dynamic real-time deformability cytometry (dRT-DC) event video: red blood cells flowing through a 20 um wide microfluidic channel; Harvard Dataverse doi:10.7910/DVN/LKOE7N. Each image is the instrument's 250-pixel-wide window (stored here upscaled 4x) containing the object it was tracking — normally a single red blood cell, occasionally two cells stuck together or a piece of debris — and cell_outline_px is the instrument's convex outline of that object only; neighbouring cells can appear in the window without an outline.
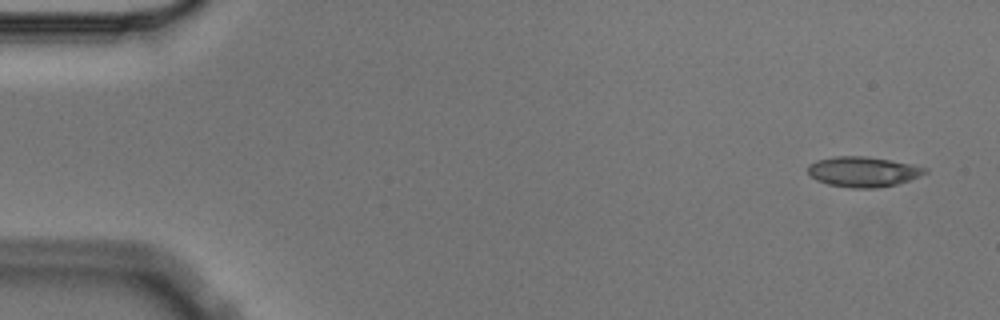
{"species": "Egyptian fruit bat (a non-hibernating species)", "species_latin": "Rousettus aegyptiacus", "temperature_condition": "cold", "stored_images_in_passage": 5, "camera_frame_rate_fps": 3000, "um_per_image_px": 0.085, "animal": {"sex": "male"}, "frame": {"image": 1, "passage_image": 1, "time_ms": 0.0, "image_size_px": [1000, 320], "cell_outline_px": [[928, 172], [908, 180], [896, 184], [876, 188], [852, 188], [828, 184], [816, 180], [808, 172], [808, 164], [816, 160], [832, 156], [864, 156], [888, 160], [928, 168]], "centroid_in_image_um": [73.31, 14.59], "position_along_channel_um": 11.7, "area_um2": 20.4}}
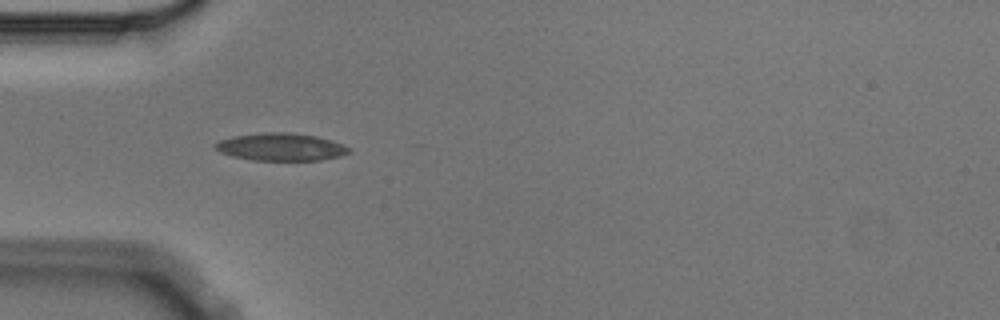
{"frame": {"image": 2, "passage_image": 5, "time_ms": 1.333, "image_size_px": [1000, 320], "cell_outline_px": [[352, 152], [340, 156], [320, 160], [252, 160], [232, 156], [220, 152], [212, 144], [220, 140], [236, 136], [264, 132], [288, 132], [316, 136], [344, 144], [352, 148]], "centroid_in_image_um": [23.91, 12.49], "position_along_channel_um": 61.1, "area_um2": 21.5}}